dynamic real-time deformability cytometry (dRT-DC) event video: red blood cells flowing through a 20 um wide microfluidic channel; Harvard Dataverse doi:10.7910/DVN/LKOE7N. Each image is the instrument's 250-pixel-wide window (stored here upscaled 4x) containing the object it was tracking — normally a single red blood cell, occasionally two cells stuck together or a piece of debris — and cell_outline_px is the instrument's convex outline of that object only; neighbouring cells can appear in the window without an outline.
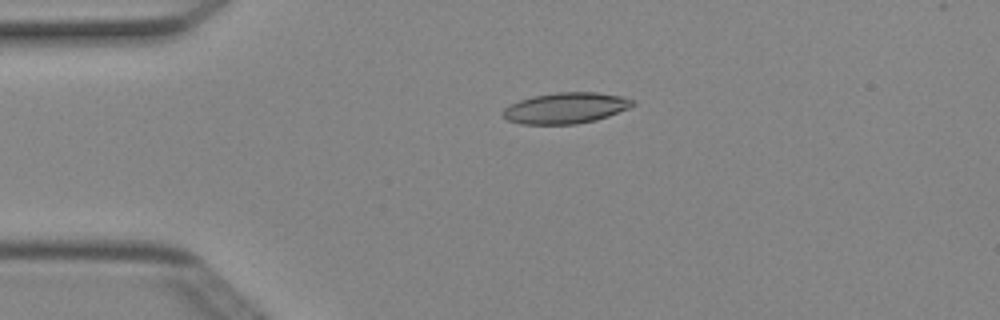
{"species": "Egyptian fruit bat (a non-hibernating species)", "species_latin": "Rousettus aegyptiacus", "temperature_condition": "cold", "stored_images_in_passage": 5, "camera_frame_rate_fps": 3000, "um_per_image_px": 0.085, "animal": {"sex": "female"}, "frame": {"image": 1, "passage_image": 3, "time_ms": 0.667, "image_size_px": [1000, 320], "cell_outline_px": [[636, 104], [628, 108], [608, 116], [596, 120], [576, 124], [520, 124], [508, 120], [500, 112], [508, 104], [532, 96], [556, 92], [596, 92], [620, 96], [632, 100]], "centroid_in_image_um": [48.04, 9.18], "position_along_channel_um": 37.0, "area_um2": 23.41}}
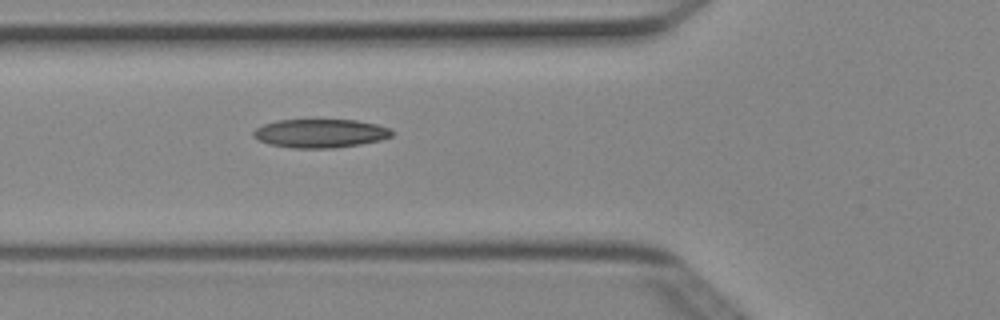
{"frame": {"image": 2, "passage_image": 5, "time_ms": 1.333, "image_size_px": [1000, 320], "cell_outline_px": [[392, 136], [380, 140], [360, 144], [332, 148], [292, 148], [268, 144], [256, 140], [252, 136], [252, 132], [256, 128], [264, 124], [276, 120], [356, 120], [376, 124], [392, 128]], "centroid_in_image_um": [27.19, 11.33], "position_along_channel_um": 98.6, "area_um2": 23.24}}